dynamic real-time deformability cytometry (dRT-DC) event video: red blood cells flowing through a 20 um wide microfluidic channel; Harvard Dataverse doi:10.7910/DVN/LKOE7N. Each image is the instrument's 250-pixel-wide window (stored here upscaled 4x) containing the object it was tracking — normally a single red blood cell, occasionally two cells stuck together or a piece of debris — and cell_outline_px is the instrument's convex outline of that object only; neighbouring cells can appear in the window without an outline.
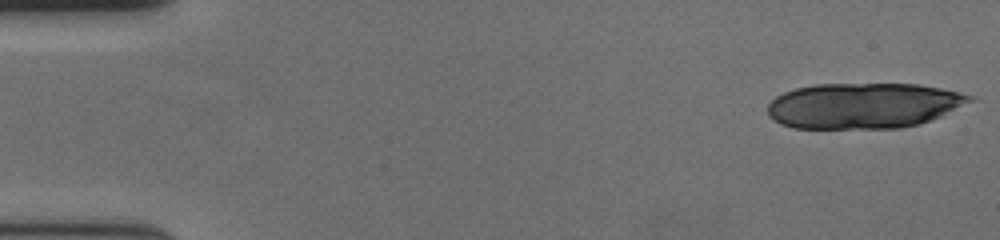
{"species": "human", "species_latin": "Homo sapiens", "temperature_condition": "cold", "stored_images_in_passage": 18, "camera_frame_rate_fps": 3000, "um_per_image_px": 0.085, "donor": {"sex": "female"}, "frame": {"image": 1, "passage_image": 1, "time_ms": 0.0, "image_size_px": [1000, 240], "cell_outline_px": [[980, 100], [932, 120], [900, 128], [792, 128], [780, 124], [768, 116], [768, 104], [776, 96], [784, 92], [796, 88], [816, 84], [916, 84], [940, 88], [972, 96]], "centroid_in_image_um": [73.44, 8.98], "position_along_channel_um": 11.6, "area_um2": 54.04}}